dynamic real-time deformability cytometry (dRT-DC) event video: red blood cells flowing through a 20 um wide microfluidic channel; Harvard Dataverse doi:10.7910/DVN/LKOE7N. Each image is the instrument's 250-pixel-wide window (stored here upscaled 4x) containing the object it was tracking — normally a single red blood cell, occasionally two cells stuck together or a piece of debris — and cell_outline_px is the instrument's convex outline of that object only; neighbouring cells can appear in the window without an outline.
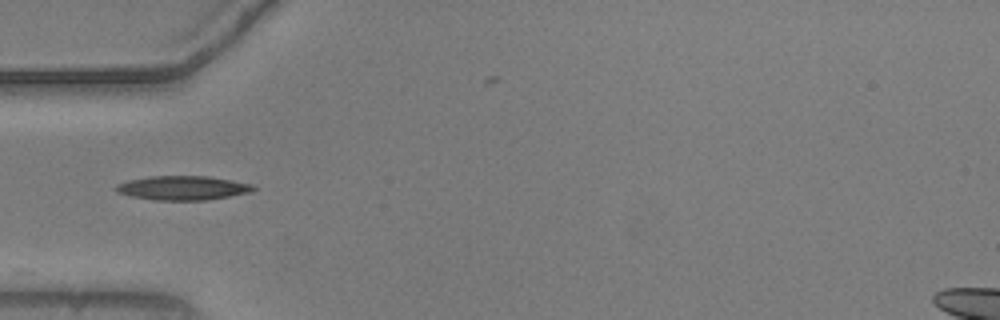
{"species": "common noctule bat (a hibernating species)", "species_latin": "Nyctalus noctula", "temperature_condition": "warm", "stored_images_in_passage": 23, "camera_frame_rate_fps": 3000, "um_per_image_px": 0.085, "animal": {"sex": "male", "body_mass_g": 20.5, "forearm_length_mm": 52.5}, "frame": {"image": 1, "passage_image": 1, "time_ms": 0.0, "image_size_px": [1000, 320], "cell_outline_px": [[256, 188], [252, 192], [208, 200], [156, 200], [132, 196], [116, 192], [112, 188], [116, 184], [128, 180], [148, 176], [208, 176], [252, 184]], "centroid_in_image_um": [15.5, 15.97], "position_along_channel_um": 69.5, "area_um2": 19.42}}
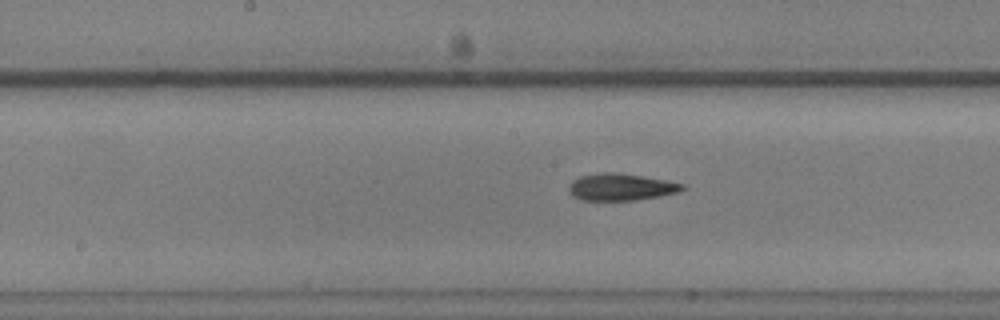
{"frame": {"image": 2, "passage_image": 11, "time_ms": 3.333, "image_size_px": [1000, 320], "cell_outline_px": [[684, 188], [680, 192], [660, 196], [636, 200], [580, 200], [572, 196], [568, 192], [568, 188], [572, 180], [580, 176], [600, 172], [616, 172], [644, 176], [668, 180], [684, 184]], "centroid_in_image_um": [52.76, 15.89], "position_along_channel_um": 195.4, "area_um2": 18.09}}
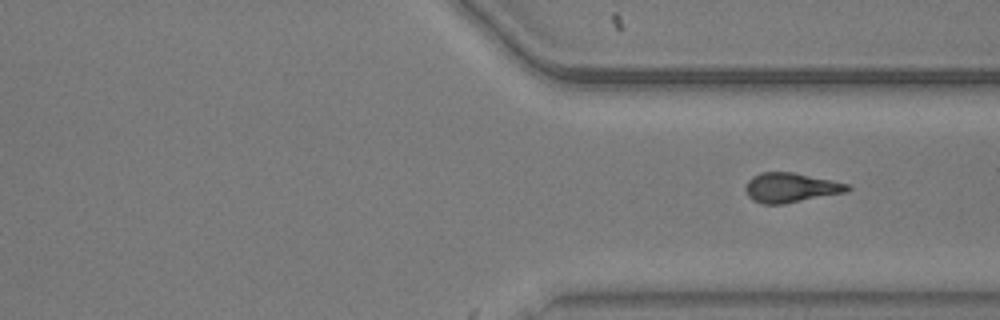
{"frame": {"image": 3, "passage_image": 23, "time_ms": 7.333, "image_size_px": [1000, 320], "cell_outline_px": [[852, 188], [848, 192], [780, 204], [764, 204], [752, 200], [748, 196], [744, 188], [748, 180], [752, 176], [760, 172], [792, 172], [832, 180], [848, 184]], "centroid_in_image_um": [67.2, 15.94], "position_along_channel_um": 344.2, "area_um2": 17.57}}